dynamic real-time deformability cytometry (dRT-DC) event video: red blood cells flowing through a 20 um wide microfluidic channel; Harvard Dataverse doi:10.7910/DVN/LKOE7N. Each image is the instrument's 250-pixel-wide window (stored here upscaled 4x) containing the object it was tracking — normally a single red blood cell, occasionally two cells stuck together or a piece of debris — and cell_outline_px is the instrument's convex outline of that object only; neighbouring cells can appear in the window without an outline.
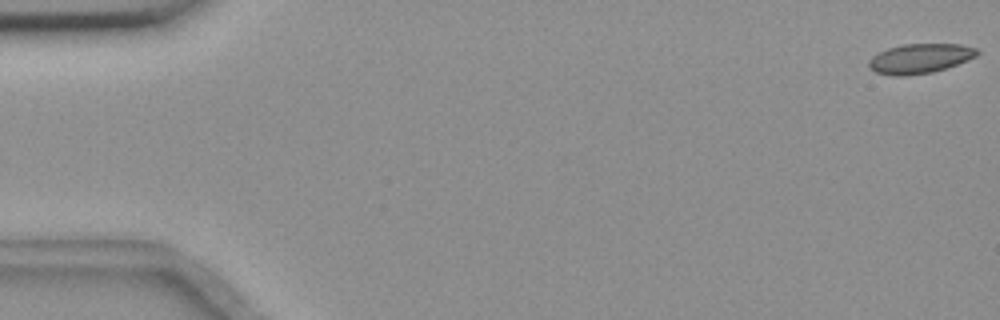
{"species": "common noctule bat (a hibernating species)", "species_latin": "Nyctalus noctula", "temperature_condition": "room temperature", "stored_images_in_passage": 11, "camera_frame_rate_fps": 3000, "um_per_image_px": 0.085, "animal": {"sex": "female", "body_mass_g": 18.4}, "frame": {"image": 1, "passage_image": 1, "time_ms": 0.0, "image_size_px": [1000, 320], "cell_outline_px": [[980, 52], [976, 56], [968, 60], [932, 72], [908, 76], [892, 76], [876, 72], [868, 68], [868, 60], [872, 56], [888, 48], [904, 44], [960, 44], [976, 48]], "centroid_in_image_um": [78.16, 4.98], "position_along_channel_um": 6.8, "area_um2": 18.73}}